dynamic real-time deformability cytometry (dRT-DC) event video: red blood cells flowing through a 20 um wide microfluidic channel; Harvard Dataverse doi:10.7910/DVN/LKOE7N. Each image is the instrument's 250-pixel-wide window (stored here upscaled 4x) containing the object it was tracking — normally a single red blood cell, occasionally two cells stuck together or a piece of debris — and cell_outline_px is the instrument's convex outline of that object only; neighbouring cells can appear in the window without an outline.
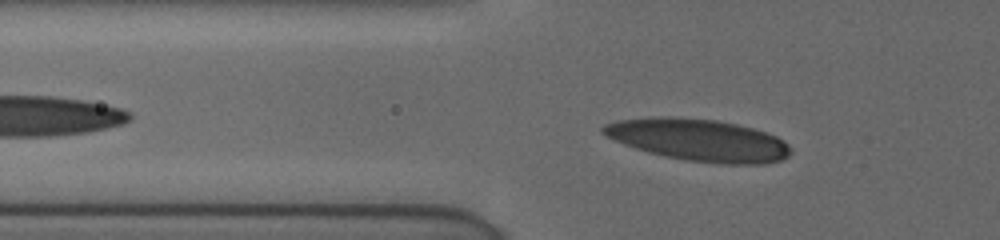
{"species": "human", "species_latin": "Homo sapiens", "temperature_condition": "cold", "stored_images_in_passage": 20, "camera_frame_rate_fps": 3000, "um_per_image_px": 0.085, "donor": {"sex": "female"}, "frame": {"image": 1, "passage_image": 5, "time_ms": 2.0, "image_size_px": [1000, 240], "cell_outline_px": [[792, 152], [788, 156], [780, 160], [764, 164], [720, 164], [688, 160], [664, 156], [648, 152], [624, 144], [604, 136], [600, 132], [600, 128], [604, 124], [616, 120], [652, 116], [676, 116], [716, 120], [736, 124], [752, 128], [776, 136], [784, 140], [792, 148]], "centroid_in_image_um": [59.35, 11.89], "position_along_channel_um": 66.5, "area_um2": 46.36}}
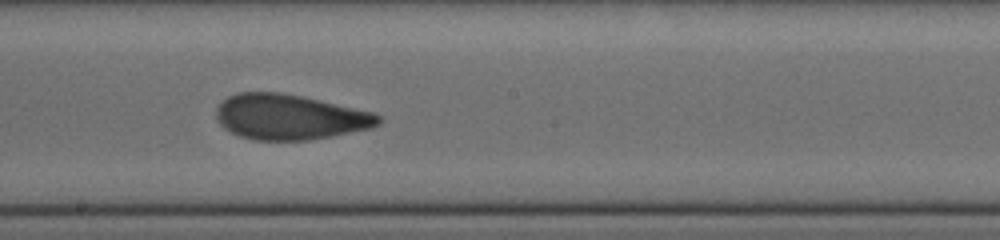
{"frame": {"image": 2, "passage_image": 14, "time_ms": 6.333, "image_size_px": [1000, 240], "cell_outline_px": [[384, 120], [380, 124], [372, 128], [332, 136], [308, 140], [252, 140], [240, 136], [224, 128], [216, 120], [216, 108], [228, 96], [236, 92], [280, 92], [320, 100], [372, 112], [380, 116]], "centroid_in_image_um": [24.62, 9.95], "position_along_channel_um": 223.6, "area_um2": 42.83}}
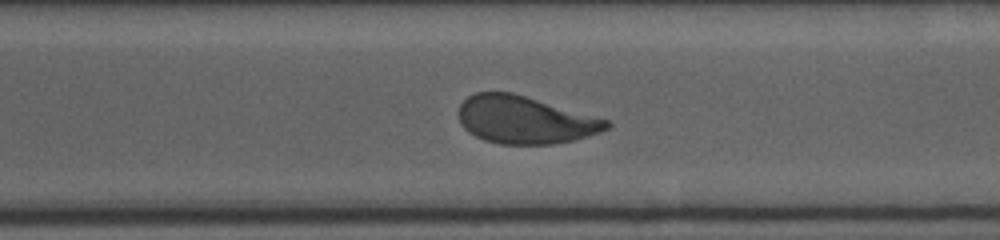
{"frame": {"image": 3, "passage_image": 20, "time_ms": 9.0, "image_size_px": [1000, 240], "cell_outline_px": [[612, 124], [608, 128], [600, 132], [588, 136], [572, 140], [552, 144], [500, 144], [484, 140], [468, 132], [460, 124], [456, 112], [460, 104], [468, 96], [476, 92], [512, 92], [608, 120]], "centroid_in_image_um": [44.56, 10.19], "position_along_channel_um": 326.0, "area_um2": 40.98}}